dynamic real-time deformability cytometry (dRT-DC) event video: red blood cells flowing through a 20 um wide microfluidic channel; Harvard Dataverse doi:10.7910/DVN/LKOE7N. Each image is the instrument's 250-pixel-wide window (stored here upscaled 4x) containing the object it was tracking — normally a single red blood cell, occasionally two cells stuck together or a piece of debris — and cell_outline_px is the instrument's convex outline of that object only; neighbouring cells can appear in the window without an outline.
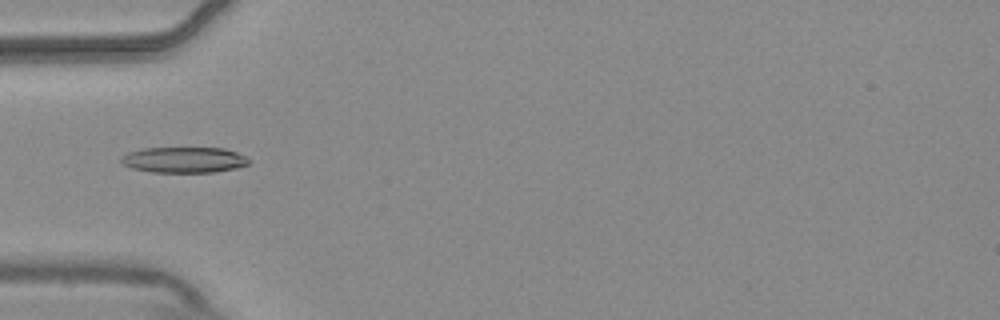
{"species": "common noctule bat (a hibernating species)", "species_latin": "Nyctalus noctula", "temperature_condition": "warm", "stored_images_in_passage": 8, "camera_frame_rate_fps": 3000, "um_per_image_px": 0.085, "animal": {"sex": "male", "body_mass_g": 20.4}, "frame": {"image": 1, "passage_image": 6, "time_ms": 1.667, "image_size_px": [1000, 320], "cell_outline_px": [[252, 160], [248, 164], [236, 168], [216, 172], [152, 172], [132, 168], [120, 164], [120, 156], [128, 152], [144, 148], [224, 148], [236, 152]], "centroid_in_image_um": [15.61, 13.59], "position_along_channel_um": 69.4, "area_um2": 19.31}}
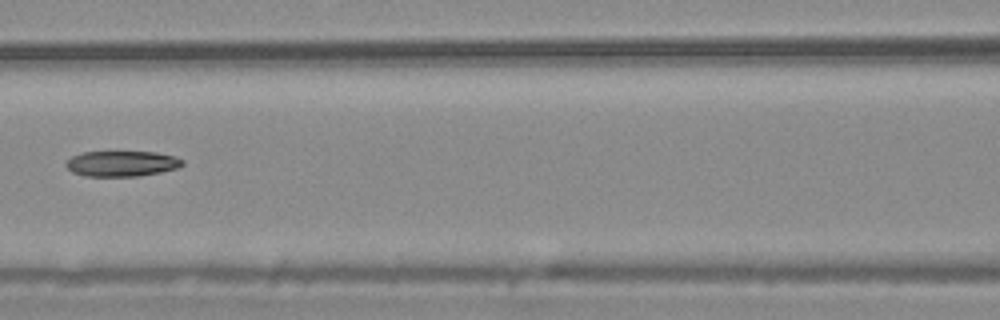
{"frame": {"image": 2, "passage_image": 8, "time_ms": 2.333, "image_size_px": [1000, 320], "cell_outline_px": [[184, 164], [176, 168], [160, 172], [140, 176], [84, 176], [72, 172], [64, 164], [72, 156], [84, 152], [156, 152], [172, 156], [184, 160]], "centroid_in_image_um": [10.34, 13.91], "position_along_channel_um": 156.3, "area_um2": 17.22}}